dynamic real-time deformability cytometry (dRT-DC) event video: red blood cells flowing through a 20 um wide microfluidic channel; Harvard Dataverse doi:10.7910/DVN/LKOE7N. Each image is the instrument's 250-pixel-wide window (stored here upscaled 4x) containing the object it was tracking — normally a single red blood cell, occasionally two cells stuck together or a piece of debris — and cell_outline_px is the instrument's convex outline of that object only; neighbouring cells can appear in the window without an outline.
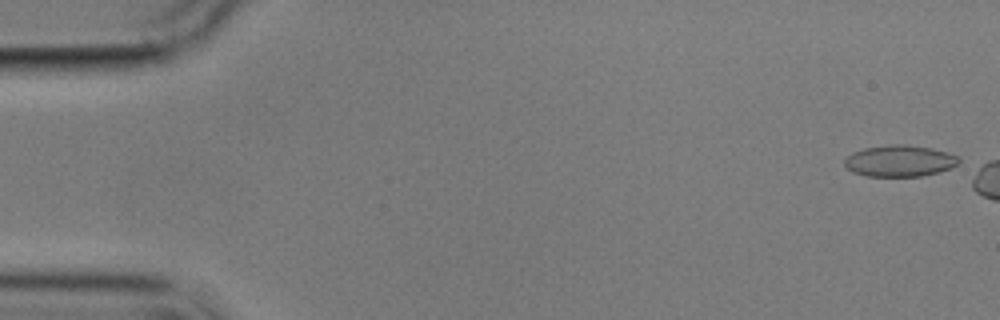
{"species": "common noctule bat (a hibernating species)", "species_latin": "Nyctalus noctula", "temperature_condition": "cold", "stored_images_in_passage": 3, "camera_frame_rate_fps": 3000, "um_per_image_px": 0.085, "animal": {"sex": "male", "body_mass_g": 17.9}, "frame": {"image": 1, "passage_image": 1, "time_ms": 0.0, "image_size_px": [1000, 320], "cell_outline_px": [[960, 160], [952, 168], [940, 172], [920, 176], [868, 176], [852, 172], [844, 164], [844, 160], [852, 152], [864, 148], [892, 144], [904, 144], [932, 148], [948, 152], [960, 156]], "centroid_in_image_um": [76.5, 13.67], "position_along_channel_um": 8.5, "area_um2": 21.04}}